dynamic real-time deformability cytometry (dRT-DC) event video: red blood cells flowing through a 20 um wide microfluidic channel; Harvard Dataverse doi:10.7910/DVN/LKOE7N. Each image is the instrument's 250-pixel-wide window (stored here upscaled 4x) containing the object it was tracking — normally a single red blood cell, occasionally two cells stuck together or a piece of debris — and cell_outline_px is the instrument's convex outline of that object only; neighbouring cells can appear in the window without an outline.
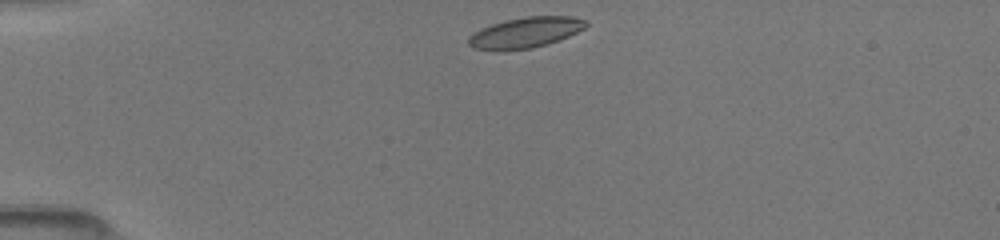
{"species": "common noctule bat (a hibernating species)", "species_latin": "Nyctalus noctula", "temperature_condition": "room temperature", "stored_images_in_passage": 38, "camera_frame_rate_fps": 3000, "um_per_image_px": 0.085, "animal": {"sex": "female", "body_mass_g": 19.5, "forearm_length_mm": 54.1}, "frame": {"image": 1, "passage_image": 1, "time_ms": 0.0, "image_size_px": [1000, 240], "cell_outline_px": [[588, 24], [584, 28], [568, 36], [548, 44], [532, 48], [472, 48], [468, 44], [468, 36], [480, 28], [504, 20], [528, 16], [572, 16], [588, 20]], "centroid_in_image_um": [44.7, 2.72], "position_along_channel_um": 40.3, "area_um2": 20.46}}
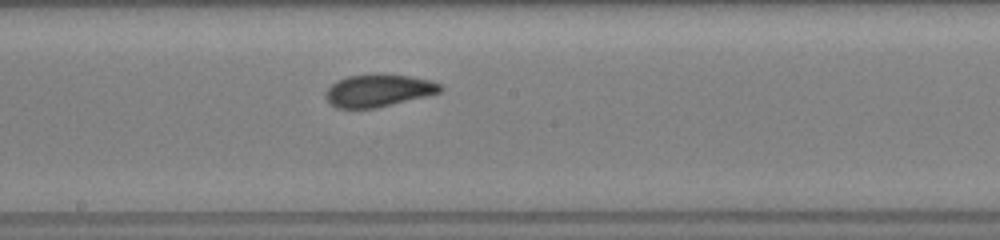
{"frame": {"image": 2, "passage_image": 16, "time_ms": 5.333, "image_size_px": [1000, 240], "cell_outline_px": [[444, 88], [440, 92], [428, 96], [376, 108], [336, 108], [324, 96], [324, 92], [336, 80], [348, 76], [384, 72], [432, 80], [440, 84]], "centroid_in_image_um": [32.18, 7.67], "position_along_channel_um": 216.0, "area_um2": 22.08}}
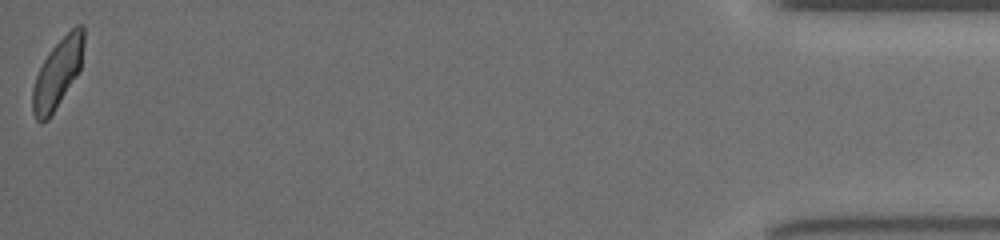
{"frame": {"image": 3, "passage_image": 38, "time_ms": 12.667, "image_size_px": [1000, 240], "cell_outline_px": [[84, 44], [80, 72], [48, 120], [40, 124], [36, 120], [32, 112], [32, 88], [36, 76], [48, 52], [76, 24], [84, 24]], "centroid_in_image_um": [4.9, 6.25], "position_along_channel_um": 430.3, "area_um2": 20.81}}